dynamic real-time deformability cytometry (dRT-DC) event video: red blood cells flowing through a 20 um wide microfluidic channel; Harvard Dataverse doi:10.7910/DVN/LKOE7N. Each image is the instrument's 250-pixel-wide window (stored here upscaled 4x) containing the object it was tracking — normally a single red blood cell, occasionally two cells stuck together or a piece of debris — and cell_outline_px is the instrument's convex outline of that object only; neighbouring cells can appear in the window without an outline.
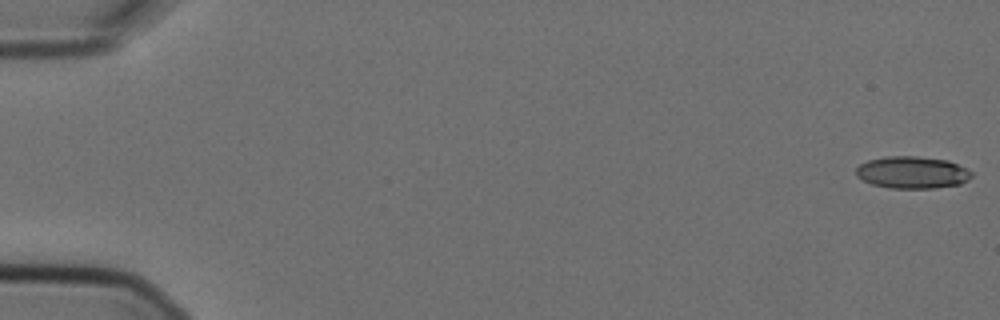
{"species": "Egyptian fruit bat (a non-hibernating species)", "species_latin": "Rousettus aegyptiacus", "temperature_condition": "cold", "stored_images_in_passage": 15, "camera_frame_rate_fps": 3000, "um_per_image_px": 0.085, "animal": {"sex": "female"}, "frame": {"image": 1, "passage_image": 1, "time_ms": 0.0, "image_size_px": [1000, 320], "cell_outline_px": [[972, 176], [968, 180], [960, 184], [932, 188], [892, 188], [872, 184], [856, 176], [856, 168], [860, 164], [868, 160], [884, 156], [916, 156], [948, 160], [972, 172]], "centroid_in_image_um": [77.52, 14.65], "position_along_channel_um": 7.5, "area_um2": 21.5}}
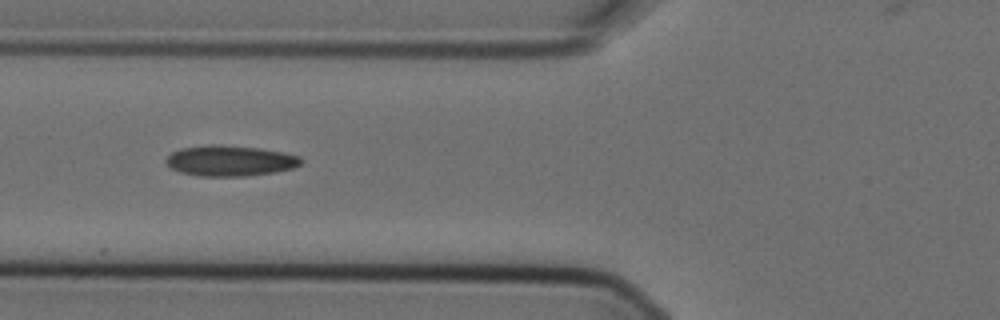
{"frame": {"image": 2, "passage_image": 6, "time_ms": 1.667, "image_size_px": [1000, 320], "cell_outline_px": [[304, 160], [300, 164], [292, 168], [276, 172], [248, 176], [200, 176], [180, 172], [172, 168], [164, 160], [172, 152], [180, 148], [208, 144], [212, 144], [260, 148], [284, 152], [300, 156]], "centroid_in_image_um": [19.57, 13.66], "position_along_channel_um": 106.2, "area_um2": 24.22}}
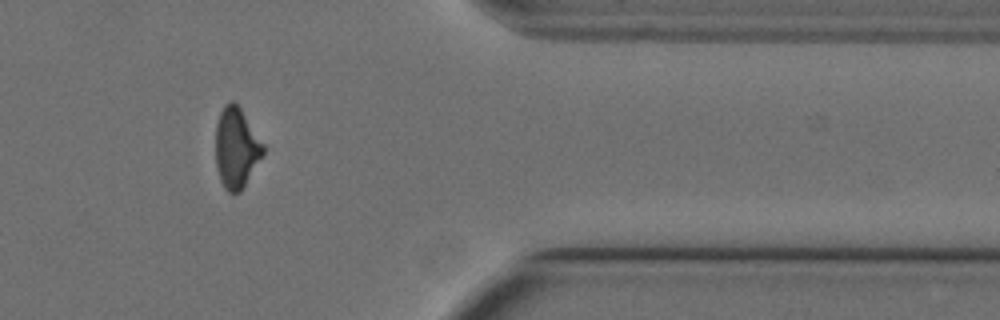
{"frame": {"image": 3, "passage_image": 13, "time_ms": 4.0, "image_size_px": [1000, 320], "cell_outline_px": [[264, 156], [240, 192], [228, 192], [224, 188], [220, 180], [216, 164], [216, 124], [220, 112], [224, 104], [228, 100], [232, 100], [240, 108], [264, 144]], "centroid_in_image_um": [20.09, 12.57], "position_along_channel_um": 391.3, "area_um2": 22.37}}